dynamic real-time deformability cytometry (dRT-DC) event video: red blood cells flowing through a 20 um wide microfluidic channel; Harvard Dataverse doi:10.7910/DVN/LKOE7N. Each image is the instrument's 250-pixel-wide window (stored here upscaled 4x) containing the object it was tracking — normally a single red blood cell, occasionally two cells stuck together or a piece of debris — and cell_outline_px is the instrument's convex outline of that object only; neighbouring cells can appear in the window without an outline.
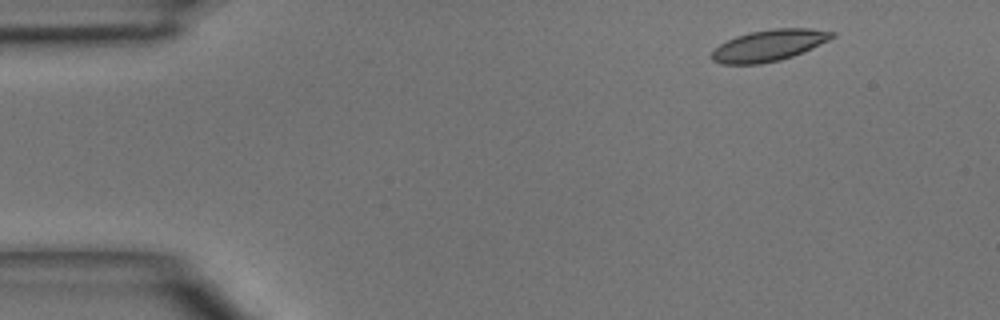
{"species": "common noctule bat (a hibernating species)", "species_latin": "Nyctalus noctula", "temperature_condition": "room temperature", "stored_images_in_passage": 4, "camera_frame_rate_fps": 3000, "um_per_image_px": 0.085, "animal": {"sex": "male", "body_mass_g": 15.6}, "frame": {"image": 1, "passage_image": 1, "time_ms": 0.0, "image_size_px": [1000, 320], "cell_outline_px": [[836, 36], [812, 48], [792, 56], [780, 60], [760, 64], [720, 64], [712, 60], [712, 52], [720, 44], [736, 36], [752, 32], [776, 28], [808, 28], [836, 32]], "centroid_in_image_um": [65.37, 3.86], "position_along_channel_um": 19.6, "area_um2": 21.79}}